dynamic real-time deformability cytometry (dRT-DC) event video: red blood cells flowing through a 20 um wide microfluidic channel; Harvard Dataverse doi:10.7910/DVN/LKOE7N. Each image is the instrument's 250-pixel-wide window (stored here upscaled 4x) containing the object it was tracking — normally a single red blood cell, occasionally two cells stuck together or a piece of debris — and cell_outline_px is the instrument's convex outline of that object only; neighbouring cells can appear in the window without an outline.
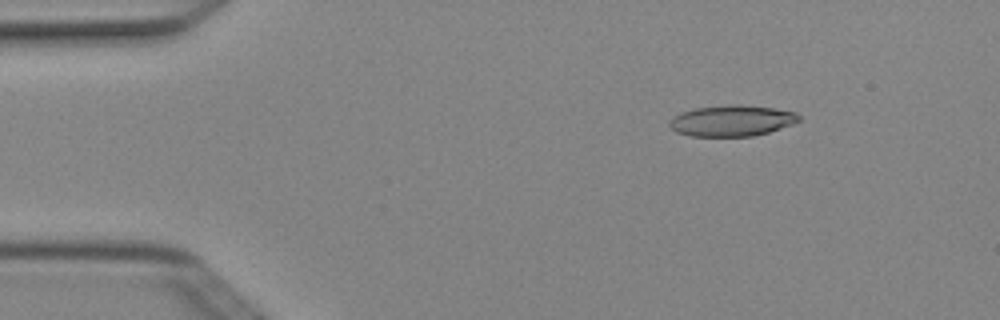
{"species": "Egyptian fruit bat (a non-hibernating species)", "species_latin": "Rousettus aegyptiacus", "temperature_condition": "cold", "stored_images_in_passage": 4, "camera_frame_rate_fps": 3000, "um_per_image_px": 0.085, "animal": {"sex": "female"}, "frame": {"image": 1, "passage_image": 2, "time_ms": 0.333, "image_size_px": [1000, 320], "cell_outline_px": [[800, 120], [792, 124], [768, 132], [752, 136], [688, 136], [676, 132], [668, 124], [680, 112], [692, 108], [728, 104], [740, 104], [772, 108], [796, 112], [800, 116]], "centroid_in_image_um": [62.19, 10.25], "position_along_channel_um": 22.8, "area_um2": 23.41}}
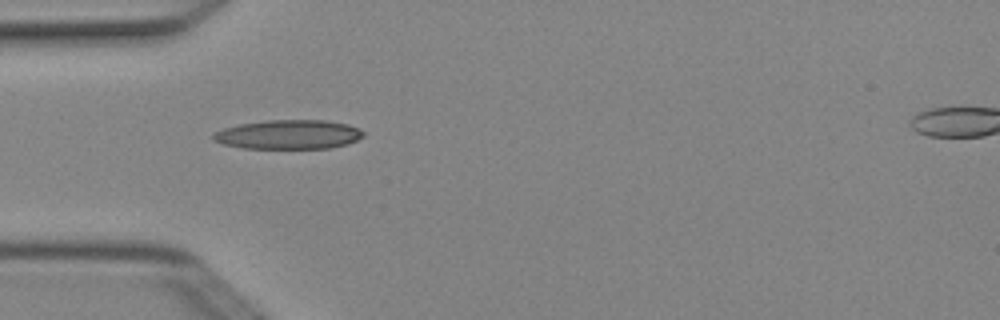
{"frame": {"image": 2, "passage_image": 4, "time_ms": 1.0, "image_size_px": [1000, 320], "cell_outline_px": [[364, 136], [348, 144], [332, 148], [244, 148], [224, 144], [212, 140], [212, 132], [224, 128], [240, 124], [268, 120], [324, 120], [348, 124], [364, 132]], "centroid_in_image_um": [24.52, 11.43], "position_along_channel_um": 60.5, "area_um2": 25.55}}